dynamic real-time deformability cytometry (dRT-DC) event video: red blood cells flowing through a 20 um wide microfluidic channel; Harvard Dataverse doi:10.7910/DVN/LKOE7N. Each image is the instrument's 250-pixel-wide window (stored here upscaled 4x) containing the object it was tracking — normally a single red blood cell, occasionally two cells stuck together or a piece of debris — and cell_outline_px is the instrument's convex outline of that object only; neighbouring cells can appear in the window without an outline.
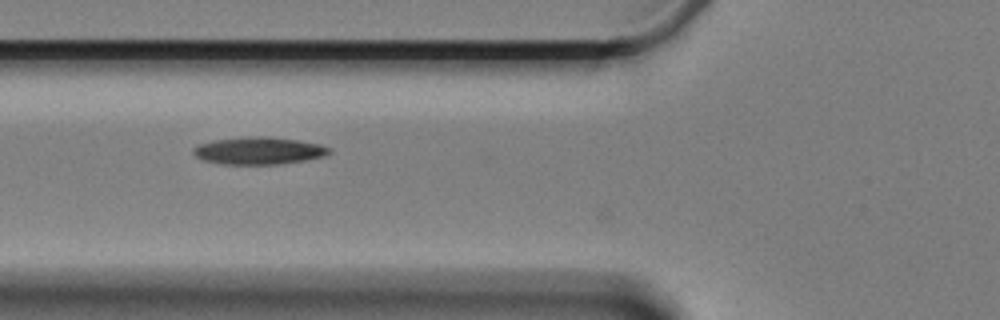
{"species": "Egyptian fruit bat (a non-hibernating species)", "species_latin": "Rousettus aegyptiacus", "temperature_condition": "cold", "stored_images_in_passage": 7, "camera_frame_rate_fps": 3000, "um_per_image_px": 0.085, "animal": {"sex": "female"}, "frame": {"image": 1, "passage_image": 6, "time_ms": 1.667, "image_size_px": [1000, 320], "cell_outline_px": [[332, 152], [324, 156], [304, 160], [280, 164], [220, 164], [204, 160], [196, 156], [192, 152], [192, 148], [200, 144], [212, 140], [248, 136], [268, 136], [300, 140], [320, 144], [332, 148]], "centroid_in_image_um": [22.01, 12.8], "position_along_channel_um": 103.8, "area_um2": 21.85}}